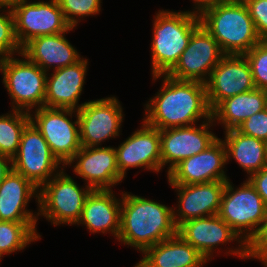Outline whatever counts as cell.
<instances>
[{
	"label": "cell",
	"mask_w": 267,
	"mask_h": 267,
	"mask_svg": "<svg viewBox=\"0 0 267 267\" xmlns=\"http://www.w3.org/2000/svg\"><path fill=\"white\" fill-rule=\"evenodd\" d=\"M161 89L144 105L143 121L159 130L185 127L212 119L204 83L182 81L167 74L153 75V81L161 79Z\"/></svg>",
	"instance_id": "6da1fadb"
},
{
	"label": "cell",
	"mask_w": 267,
	"mask_h": 267,
	"mask_svg": "<svg viewBox=\"0 0 267 267\" xmlns=\"http://www.w3.org/2000/svg\"><path fill=\"white\" fill-rule=\"evenodd\" d=\"M129 193H121L119 242L143 253L177 234L173 207Z\"/></svg>",
	"instance_id": "7a4b0ae2"
},
{
	"label": "cell",
	"mask_w": 267,
	"mask_h": 267,
	"mask_svg": "<svg viewBox=\"0 0 267 267\" xmlns=\"http://www.w3.org/2000/svg\"><path fill=\"white\" fill-rule=\"evenodd\" d=\"M201 25L225 55H244L262 40L243 1H222L199 13Z\"/></svg>",
	"instance_id": "3957f363"
},
{
	"label": "cell",
	"mask_w": 267,
	"mask_h": 267,
	"mask_svg": "<svg viewBox=\"0 0 267 267\" xmlns=\"http://www.w3.org/2000/svg\"><path fill=\"white\" fill-rule=\"evenodd\" d=\"M152 76L167 74L187 48L192 33L201 25L198 13L160 9L153 19Z\"/></svg>",
	"instance_id": "277c9868"
},
{
	"label": "cell",
	"mask_w": 267,
	"mask_h": 267,
	"mask_svg": "<svg viewBox=\"0 0 267 267\" xmlns=\"http://www.w3.org/2000/svg\"><path fill=\"white\" fill-rule=\"evenodd\" d=\"M266 214L267 206L247 178L237 188L226 181L218 215L247 245L259 233Z\"/></svg>",
	"instance_id": "5b68a950"
},
{
	"label": "cell",
	"mask_w": 267,
	"mask_h": 267,
	"mask_svg": "<svg viewBox=\"0 0 267 267\" xmlns=\"http://www.w3.org/2000/svg\"><path fill=\"white\" fill-rule=\"evenodd\" d=\"M0 58L2 83L11 98L13 110L32 113L44 107L47 72L31 62L24 54ZM23 57V58H22Z\"/></svg>",
	"instance_id": "8992f818"
},
{
	"label": "cell",
	"mask_w": 267,
	"mask_h": 267,
	"mask_svg": "<svg viewBox=\"0 0 267 267\" xmlns=\"http://www.w3.org/2000/svg\"><path fill=\"white\" fill-rule=\"evenodd\" d=\"M62 170L39 188L38 218L43 216L54 226L76 225L86 198L93 190L85 184L79 187L75 180ZM40 215V216H39Z\"/></svg>",
	"instance_id": "52a82bcc"
},
{
	"label": "cell",
	"mask_w": 267,
	"mask_h": 267,
	"mask_svg": "<svg viewBox=\"0 0 267 267\" xmlns=\"http://www.w3.org/2000/svg\"><path fill=\"white\" fill-rule=\"evenodd\" d=\"M72 116L76 120L72 121ZM30 121L41 132L62 166L65 167L81 149L77 110L41 107L30 113Z\"/></svg>",
	"instance_id": "ba28073f"
},
{
	"label": "cell",
	"mask_w": 267,
	"mask_h": 267,
	"mask_svg": "<svg viewBox=\"0 0 267 267\" xmlns=\"http://www.w3.org/2000/svg\"><path fill=\"white\" fill-rule=\"evenodd\" d=\"M41 132L30 122L23 130L12 169L30 180L37 188L48 182L62 169ZM60 168V169H59Z\"/></svg>",
	"instance_id": "9c48e42d"
},
{
	"label": "cell",
	"mask_w": 267,
	"mask_h": 267,
	"mask_svg": "<svg viewBox=\"0 0 267 267\" xmlns=\"http://www.w3.org/2000/svg\"><path fill=\"white\" fill-rule=\"evenodd\" d=\"M10 8L14 16L16 39L21 48L35 37L64 33L71 28L57 0H20Z\"/></svg>",
	"instance_id": "30bf717a"
},
{
	"label": "cell",
	"mask_w": 267,
	"mask_h": 267,
	"mask_svg": "<svg viewBox=\"0 0 267 267\" xmlns=\"http://www.w3.org/2000/svg\"><path fill=\"white\" fill-rule=\"evenodd\" d=\"M177 233L197 249L207 261H212L214 251L219 249L217 246L233 241L239 244L238 247L229 248L225 254L249 259L248 245L219 215L188 220L177 228Z\"/></svg>",
	"instance_id": "8fae6325"
},
{
	"label": "cell",
	"mask_w": 267,
	"mask_h": 267,
	"mask_svg": "<svg viewBox=\"0 0 267 267\" xmlns=\"http://www.w3.org/2000/svg\"><path fill=\"white\" fill-rule=\"evenodd\" d=\"M121 105L115 96L85 102L78 110L81 146H102V142L120 135L124 120Z\"/></svg>",
	"instance_id": "7c38bea8"
},
{
	"label": "cell",
	"mask_w": 267,
	"mask_h": 267,
	"mask_svg": "<svg viewBox=\"0 0 267 267\" xmlns=\"http://www.w3.org/2000/svg\"><path fill=\"white\" fill-rule=\"evenodd\" d=\"M224 55L218 42L200 25L192 33L187 48L167 75L176 80L205 84Z\"/></svg>",
	"instance_id": "4fadbf2b"
},
{
	"label": "cell",
	"mask_w": 267,
	"mask_h": 267,
	"mask_svg": "<svg viewBox=\"0 0 267 267\" xmlns=\"http://www.w3.org/2000/svg\"><path fill=\"white\" fill-rule=\"evenodd\" d=\"M200 122L199 126L160 130L162 168L169 164L167 174L182 160L206 150L218 139L210 130L211 126H216L213 119Z\"/></svg>",
	"instance_id": "5bb4252c"
},
{
	"label": "cell",
	"mask_w": 267,
	"mask_h": 267,
	"mask_svg": "<svg viewBox=\"0 0 267 267\" xmlns=\"http://www.w3.org/2000/svg\"><path fill=\"white\" fill-rule=\"evenodd\" d=\"M205 87L211 110L226 98L254 90L251 67L245 55H224Z\"/></svg>",
	"instance_id": "9a60e30c"
},
{
	"label": "cell",
	"mask_w": 267,
	"mask_h": 267,
	"mask_svg": "<svg viewBox=\"0 0 267 267\" xmlns=\"http://www.w3.org/2000/svg\"><path fill=\"white\" fill-rule=\"evenodd\" d=\"M114 148L118 170L123 178L130 168L139 167L155 173L162 170L160 130L144 121L141 128Z\"/></svg>",
	"instance_id": "2e32d148"
},
{
	"label": "cell",
	"mask_w": 267,
	"mask_h": 267,
	"mask_svg": "<svg viewBox=\"0 0 267 267\" xmlns=\"http://www.w3.org/2000/svg\"><path fill=\"white\" fill-rule=\"evenodd\" d=\"M227 163L226 148L218 138L206 150L182 160L166 176L169 184L190 185L214 181H227L224 171Z\"/></svg>",
	"instance_id": "e0dca14e"
},
{
	"label": "cell",
	"mask_w": 267,
	"mask_h": 267,
	"mask_svg": "<svg viewBox=\"0 0 267 267\" xmlns=\"http://www.w3.org/2000/svg\"><path fill=\"white\" fill-rule=\"evenodd\" d=\"M71 165L76 176L82 177L93 190L112 189L124 180L118 170L115 148L111 146H82L65 167Z\"/></svg>",
	"instance_id": "ac0fdd59"
},
{
	"label": "cell",
	"mask_w": 267,
	"mask_h": 267,
	"mask_svg": "<svg viewBox=\"0 0 267 267\" xmlns=\"http://www.w3.org/2000/svg\"><path fill=\"white\" fill-rule=\"evenodd\" d=\"M169 185L177 190L178 206L173 207V219L177 228L191 219L218 215L226 181Z\"/></svg>",
	"instance_id": "d6986e66"
},
{
	"label": "cell",
	"mask_w": 267,
	"mask_h": 267,
	"mask_svg": "<svg viewBox=\"0 0 267 267\" xmlns=\"http://www.w3.org/2000/svg\"><path fill=\"white\" fill-rule=\"evenodd\" d=\"M88 59L54 70L47 74L44 107L79 110V104L85 85Z\"/></svg>",
	"instance_id": "ffe728a7"
},
{
	"label": "cell",
	"mask_w": 267,
	"mask_h": 267,
	"mask_svg": "<svg viewBox=\"0 0 267 267\" xmlns=\"http://www.w3.org/2000/svg\"><path fill=\"white\" fill-rule=\"evenodd\" d=\"M34 197L38 203L39 188L12 169L0 183V221L37 222L38 211L27 209Z\"/></svg>",
	"instance_id": "44dd1931"
},
{
	"label": "cell",
	"mask_w": 267,
	"mask_h": 267,
	"mask_svg": "<svg viewBox=\"0 0 267 267\" xmlns=\"http://www.w3.org/2000/svg\"><path fill=\"white\" fill-rule=\"evenodd\" d=\"M73 29L71 27L64 33L35 37L22 47V54L47 73L50 69L54 71L73 65L83 58L65 37Z\"/></svg>",
	"instance_id": "7402d4cb"
},
{
	"label": "cell",
	"mask_w": 267,
	"mask_h": 267,
	"mask_svg": "<svg viewBox=\"0 0 267 267\" xmlns=\"http://www.w3.org/2000/svg\"><path fill=\"white\" fill-rule=\"evenodd\" d=\"M112 189L92 190L86 198L77 225H84L91 233H111L118 239L121 219V199Z\"/></svg>",
	"instance_id": "603a6c76"
},
{
	"label": "cell",
	"mask_w": 267,
	"mask_h": 267,
	"mask_svg": "<svg viewBox=\"0 0 267 267\" xmlns=\"http://www.w3.org/2000/svg\"><path fill=\"white\" fill-rule=\"evenodd\" d=\"M150 267H203L208 261L178 233L142 253Z\"/></svg>",
	"instance_id": "cb8c5ba5"
},
{
	"label": "cell",
	"mask_w": 267,
	"mask_h": 267,
	"mask_svg": "<svg viewBox=\"0 0 267 267\" xmlns=\"http://www.w3.org/2000/svg\"><path fill=\"white\" fill-rule=\"evenodd\" d=\"M266 91L255 88L222 100L213 110L214 123L224 130L237 129L250 116L265 109Z\"/></svg>",
	"instance_id": "d4e9b609"
},
{
	"label": "cell",
	"mask_w": 267,
	"mask_h": 267,
	"mask_svg": "<svg viewBox=\"0 0 267 267\" xmlns=\"http://www.w3.org/2000/svg\"><path fill=\"white\" fill-rule=\"evenodd\" d=\"M227 162L234 159L250 177L267 165L264 141L239 132L237 129L224 131Z\"/></svg>",
	"instance_id": "484cf974"
},
{
	"label": "cell",
	"mask_w": 267,
	"mask_h": 267,
	"mask_svg": "<svg viewBox=\"0 0 267 267\" xmlns=\"http://www.w3.org/2000/svg\"><path fill=\"white\" fill-rule=\"evenodd\" d=\"M37 222L0 221V260L4 255L19 252L34 241L41 240Z\"/></svg>",
	"instance_id": "4316f807"
},
{
	"label": "cell",
	"mask_w": 267,
	"mask_h": 267,
	"mask_svg": "<svg viewBox=\"0 0 267 267\" xmlns=\"http://www.w3.org/2000/svg\"><path fill=\"white\" fill-rule=\"evenodd\" d=\"M11 111L0 115V155L12 159L18 152L23 130L31 121L29 112Z\"/></svg>",
	"instance_id": "83f0119b"
},
{
	"label": "cell",
	"mask_w": 267,
	"mask_h": 267,
	"mask_svg": "<svg viewBox=\"0 0 267 267\" xmlns=\"http://www.w3.org/2000/svg\"><path fill=\"white\" fill-rule=\"evenodd\" d=\"M0 12V58L19 55L22 48L16 39L13 12L3 5Z\"/></svg>",
	"instance_id": "f1b7e54d"
},
{
	"label": "cell",
	"mask_w": 267,
	"mask_h": 267,
	"mask_svg": "<svg viewBox=\"0 0 267 267\" xmlns=\"http://www.w3.org/2000/svg\"><path fill=\"white\" fill-rule=\"evenodd\" d=\"M102 0H57L64 17L72 28L88 16L98 15L101 10ZM80 20V21H79Z\"/></svg>",
	"instance_id": "f546056e"
},
{
	"label": "cell",
	"mask_w": 267,
	"mask_h": 267,
	"mask_svg": "<svg viewBox=\"0 0 267 267\" xmlns=\"http://www.w3.org/2000/svg\"><path fill=\"white\" fill-rule=\"evenodd\" d=\"M244 55L250 64L255 87L267 91V40H262Z\"/></svg>",
	"instance_id": "4dcf8cb0"
},
{
	"label": "cell",
	"mask_w": 267,
	"mask_h": 267,
	"mask_svg": "<svg viewBox=\"0 0 267 267\" xmlns=\"http://www.w3.org/2000/svg\"><path fill=\"white\" fill-rule=\"evenodd\" d=\"M237 130L245 135L267 140V111L264 109L241 123Z\"/></svg>",
	"instance_id": "1f68e13d"
},
{
	"label": "cell",
	"mask_w": 267,
	"mask_h": 267,
	"mask_svg": "<svg viewBox=\"0 0 267 267\" xmlns=\"http://www.w3.org/2000/svg\"><path fill=\"white\" fill-rule=\"evenodd\" d=\"M257 34L261 40H267V0H244Z\"/></svg>",
	"instance_id": "d6a6232c"
},
{
	"label": "cell",
	"mask_w": 267,
	"mask_h": 267,
	"mask_svg": "<svg viewBox=\"0 0 267 267\" xmlns=\"http://www.w3.org/2000/svg\"><path fill=\"white\" fill-rule=\"evenodd\" d=\"M248 257L258 259L267 267V214L259 233L248 245Z\"/></svg>",
	"instance_id": "836d02e7"
},
{
	"label": "cell",
	"mask_w": 267,
	"mask_h": 267,
	"mask_svg": "<svg viewBox=\"0 0 267 267\" xmlns=\"http://www.w3.org/2000/svg\"><path fill=\"white\" fill-rule=\"evenodd\" d=\"M267 206V165L247 178Z\"/></svg>",
	"instance_id": "e575fe53"
},
{
	"label": "cell",
	"mask_w": 267,
	"mask_h": 267,
	"mask_svg": "<svg viewBox=\"0 0 267 267\" xmlns=\"http://www.w3.org/2000/svg\"><path fill=\"white\" fill-rule=\"evenodd\" d=\"M11 170L12 159L7 156L0 155V183Z\"/></svg>",
	"instance_id": "d590c367"
},
{
	"label": "cell",
	"mask_w": 267,
	"mask_h": 267,
	"mask_svg": "<svg viewBox=\"0 0 267 267\" xmlns=\"http://www.w3.org/2000/svg\"><path fill=\"white\" fill-rule=\"evenodd\" d=\"M219 2L220 0H193V3H194L193 12L199 14L206 7L215 5Z\"/></svg>",
	"instance_id": "8d00e7d4"
},
{
	"label": "cell",
	"mask_w": 267,
	"mask_h": 267,
	"mask_svg": "<svg viewBox=\"0 0 267 267\" xmlns=\"http://www.w3.org/2000/svg\"><path fill=\"white\" fill-rule=\"evenodd\" d=\"M20 0H0V5L11 7L16 2H19Z\"/></svg>",
	"instance_id": "74e56055"
},
{
	"label": "cell",
	"mask_w": 267,
	"mask_h": 267,
	"mask_svg": "<svg viewBox=\"0 0 267 267\" xmlns=\"http://www.w3.org/2000/svg\"><path fill=\"white\" fill-rule=\"evenodd\" d=\"M133 267H150L142 259L138 261Z\"/></svg>",
	"instance_id": "f35d334b"
},
{
	"label": "cell",
	"mask_w": 267,
	"mask_h": 267,
	"mask_svg": "<svg viewBox=\"0 0 267 267\" xmlns=\"http://www.w3.org/2000/svg\"><path fill=\"white\" fill-rule=\"evenodd\" d=\"M264 150H265V157L267 162V140L264 141Z\"/></svg>",
	"instance_id": "ab89813d"
},
{
	"label": "cell",
	"mask_w": 267,
	"mask_h": 267,
	"mask_svg": "<svg viewBox=\"0 0 267 267\" xmlns=\"http://www.w3.org/2000/svg\"><path fill=\"white\" fill-rule=\"evenodd\" d=\"M265 110L267 111V91H266V96H265Z\"/></svg>",
	"instance_id": "60d3db41"
},
{
	"label": "cell",
	"mask_w": 267,
	"mask_h": 267,
	"mask_svg": "<svg viewBox=\"0 0 267 267\" xmlns=\"http://www.w3.org/2000/svg\"><path fill=\"white\" fill-rule=\"evenodd\" d=\"M222 1H237V0H220V2H222Z\"/></svg>",
	"instance_id": "b9f144b4"
}]
</instances>
